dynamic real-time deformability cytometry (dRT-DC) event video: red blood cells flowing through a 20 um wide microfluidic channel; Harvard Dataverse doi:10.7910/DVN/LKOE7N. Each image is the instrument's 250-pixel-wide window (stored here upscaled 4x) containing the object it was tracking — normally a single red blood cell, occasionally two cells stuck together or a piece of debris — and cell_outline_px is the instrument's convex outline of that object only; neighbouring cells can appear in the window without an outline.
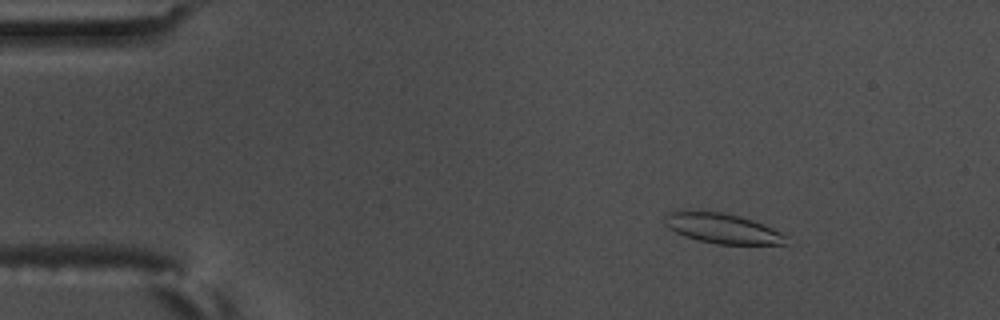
{"species": "common noctule bat (a hibernating species)", "species_latin": "Nyctalus noctula", "temperature_condition": "warm", "stored_images_in_passage": 52, "camera_frame_rate_fps": 3000, "um_per_image_px": 0.085, "animal": {"sex": "male", "body_mass_g": 17.5, "forearm_length_mm": 52.3}, "frame": {"image": 1, "passage_image": 3, "time_ms": 0.667, "image_size_px": [1000, 320], "cell_outline_px": [[788, 244], [716, 244], [684, 236], [668, 228], [664, 224], [664, 216], [668, 212], [724, 212], [752, 220], [764, 224], [788, 236]], "centroid_in_image_um": [61.44, 19.43], "position_along_channel_um": 23.6, "area_um2": 20.98}}
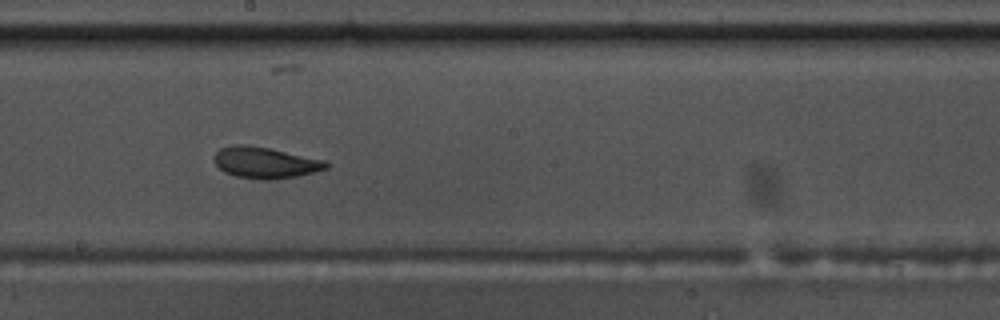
{"frame": {"image": 2, "passage_image": 27, "time_ms": 8.667, "image_size_px": [1000, 320], "cell_outline_px": [[328, 168], [296, 176], [272, 180], [264, 180], [236, 176], [224, 172], [216, 164], [212, 156], [220, 148], [232, 144], [248, 144], [268, 148], [324, 160], [328, 164]], "centroid_in_image_um": [22.48, 13.81], "position_along_channel_um": 225.7, "area_um2": 20.29}}
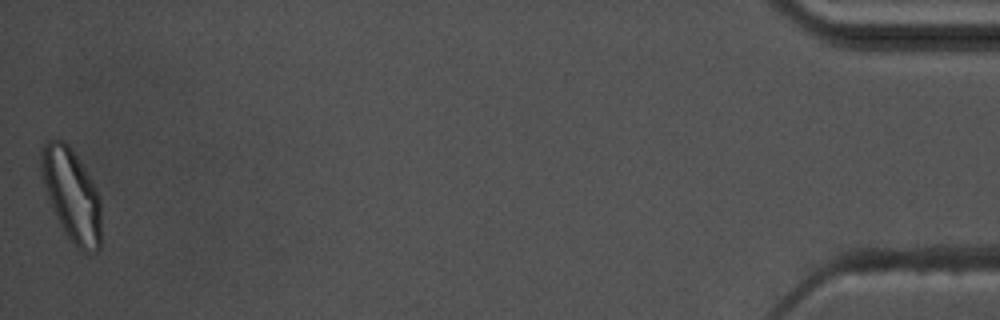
{"frame": {"image": 3, "passage_image": 52, "time_ms": 17.0, "image_size_px": [1000, 320], "cell_outline_px": [[100, 248], [96, 252], [84, 252], [76, 248], [64, 232], [56, 216], [40, 176], [40, 152], [44, 144], [48, 140], [64, 140], [68, 144], [92, 180], [100, 196]], "centroid_in_image_um": [6.08, 16.57], "position_along_channel_um": 429.1, "area_um2": 32.31}, "authors_computed_cell_mechanics": {"area_um2": 21.0103, "velocity_mm_per_s": 3.5709, "shape_relaxation_time_tau1_ms": 9.0462, "shape_relaxation_time_tau2_ms": 2.3349, "deformation_change_tau1": 0.177, "deformation_change_tau2": 0.0869}}